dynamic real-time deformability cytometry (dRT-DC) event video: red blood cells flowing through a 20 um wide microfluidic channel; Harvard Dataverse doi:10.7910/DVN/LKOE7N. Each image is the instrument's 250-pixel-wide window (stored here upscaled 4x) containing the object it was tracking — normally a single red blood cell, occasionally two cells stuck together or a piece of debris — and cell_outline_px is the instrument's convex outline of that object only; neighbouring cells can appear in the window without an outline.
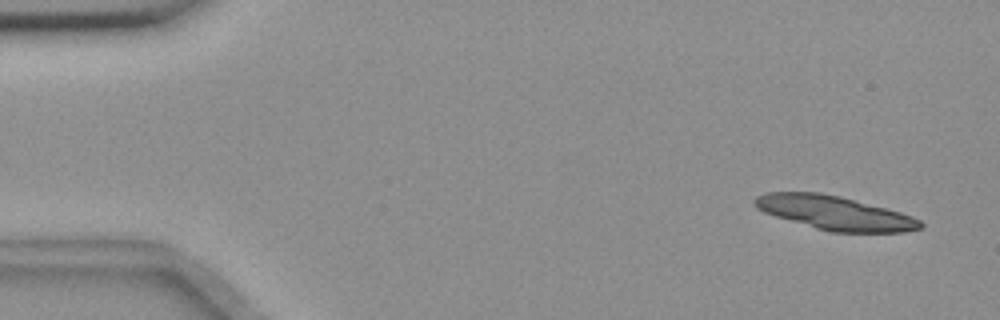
{"species": "common noctule bat (a hibernating species)", "species_latin": "Nyctalus noctula", "temperature_condition": "room temperature", "stored_images_in_passage": 5, "camera_frame_rate_fps": 3000, "um_per_image_px": 0.085, "animal": {"sex": "female", "body_mass_g": 18.4}, "frame": {"image": 1, "passage_image": 1, "time_ms": 0.0, "image_size_px": [1000, 320], "cell_outline_px": [[924, 224], [920, 228], [904, 232], [832, 232], [816, 228], [776, 216], [764, 212], [756, 208], [752, 204], [752, 200], [756, 196], [764, 192], [820, 192], [840, 196], [900, 212], [912, 216], [920, 220]], "centroid_in_image_um": [70.91, 18.08], "position_along_channel_um": 14.1, "area_um2": 32.54}}